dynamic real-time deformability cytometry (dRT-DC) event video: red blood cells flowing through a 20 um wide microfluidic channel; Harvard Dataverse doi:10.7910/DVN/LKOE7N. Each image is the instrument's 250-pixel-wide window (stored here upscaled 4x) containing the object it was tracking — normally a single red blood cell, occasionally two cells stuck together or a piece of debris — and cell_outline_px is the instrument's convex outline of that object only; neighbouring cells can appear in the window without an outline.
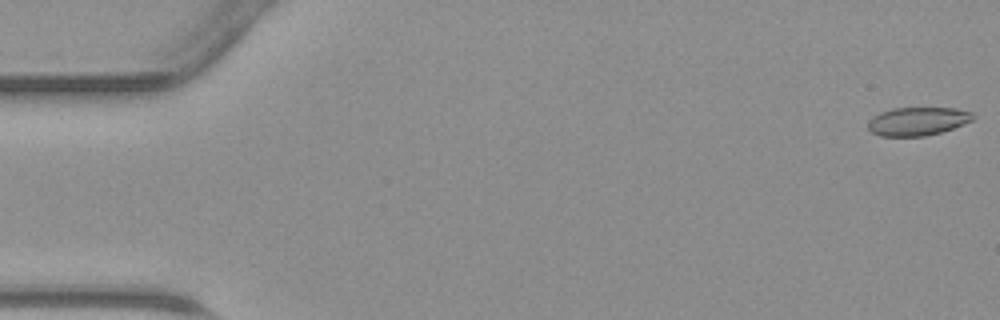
{"species": "common noctule bat (a hibernating species)", "species_latin": "Nyctalus noctula", "temperature_condition": "warm", "stored_images_in_passage": 46, "camera_frame_rate_fps": 3000, "um_per_image_px": 0.085, "animal": {"sex": "male", "body_mass_g": 23.1, "forearm_length_mm": 52.7}, "frame": {"image": 1, "passage_image": 1, "time_ms": 0.0, "image_size_px": [1000, 320], "cell_outline_px": [[972, 120], [952, 128], [940, 132], [924, 136], [880, 136], [872, 132], [868, 128], [868, 120], [872, 116], [880, 112], [892, 108], [956, 108], [972, 112]], "centroid_in_image_um": [77.94, 10.3], "position_along_channel_um": 7.1, "area_um2": 17.22}}
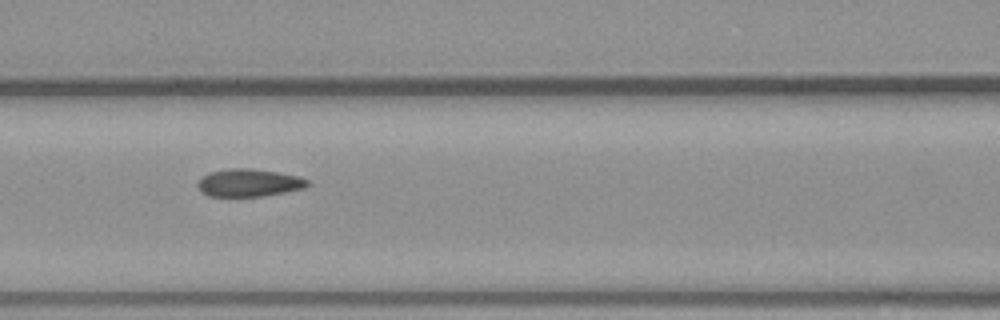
{"frame": {"image": 2, "passage_image": 20, "time_ms": 6.333, "image_size_px": [1000, 320], "cell_outline_px": [[312, 184], [304, 188], [264, 196], [208, 196], [200, 192], [196, 184], [204, 176], [212, 172], [228, 168], [252, 168], [300, 176], [308, 180]], "centroid_in_image_um": [21.18, 15.54], "position_along_channel_um": 145.4, "area_um2": 17.74}}
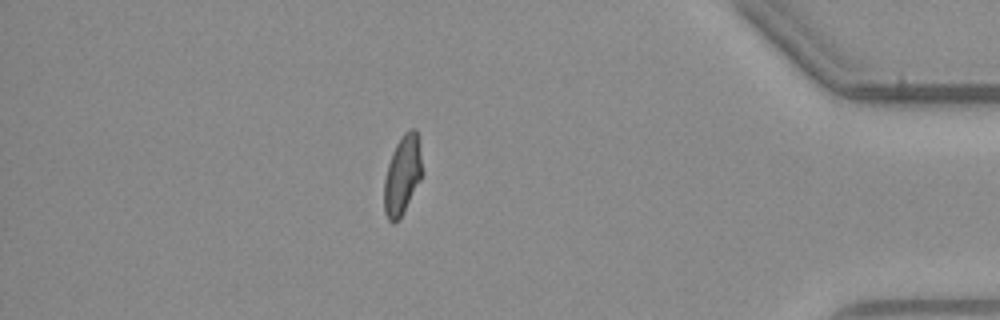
{"frame": {"image": 3, "passage_image": 40, "time_ms": 13.0, "image_size_px": [1000, 320], "cell_outline_px": [[424, 172], [420, 180], [400, 216], [392, 224], [388, 220], [384, 212], [384, 180], [388, 164], [392, 152], [396, 144], [404, 132], [412, 128], [416, 128]], "centroid_in_image_um": [34.2, 14.84], "position_along_channel_um": 401.0, "area_um2": 17.4}}